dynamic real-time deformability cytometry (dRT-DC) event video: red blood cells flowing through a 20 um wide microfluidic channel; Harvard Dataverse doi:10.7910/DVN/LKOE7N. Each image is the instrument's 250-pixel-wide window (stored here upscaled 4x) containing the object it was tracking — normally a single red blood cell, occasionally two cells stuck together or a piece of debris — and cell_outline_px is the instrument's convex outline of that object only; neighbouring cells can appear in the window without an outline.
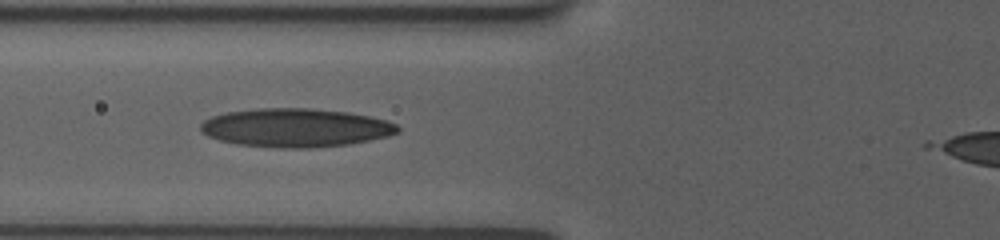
{"species": "human", "species_latin": "Homo sapiens", "temperature_condition": "room temperature", "stored_images_in_passage": 7, "camera_frame_rate_fps": 3000, "um_per_image_px": 0.085, "donor": {"sex": "female"}, "frame": {"image": 1, "passage_image": 6, "time_ms": 4.0, "image_size_px": [1000, 240], "cell_outline_px": [[400, 132], [388, 136], [348, 144], [312, 148], [276, 148], [236, 144], [220, 140], [208, 136], [200, 128], [200, 124], [204, 120], [212, 116], [228, 112], [260, 108], [308, 108], [344, 112], [368, 116], [384, 120], [396, 124], [400, 128]], "centroid_in_image_um": [25.11, 10.86], "position_along_channel_um": 100.7, "area_um2": 44.1}}
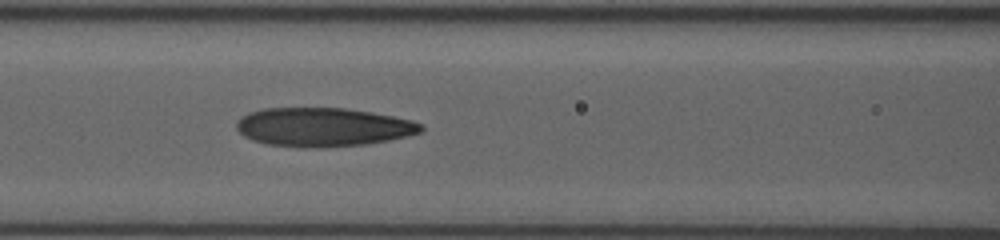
{"frame": {"image": 2, "passage_image": 7, "time_ms": 5.0, "image_size_px": [1000, 240], "cell_outline_px": [[424, 128], [420, 132], [388, 140], [364, 144], [324, 148], [304, 148], [268, 144], [244, 136], [236, 128], [236, 124], [244, 116], [252, 112], [264, 108], [344, 108], [392, 116], [408, 120], [420, 124]], "centroid_in_image_um": [27.44, 10.81], "position_along_channel_um": 139.2, "area_um2": 41.1}}